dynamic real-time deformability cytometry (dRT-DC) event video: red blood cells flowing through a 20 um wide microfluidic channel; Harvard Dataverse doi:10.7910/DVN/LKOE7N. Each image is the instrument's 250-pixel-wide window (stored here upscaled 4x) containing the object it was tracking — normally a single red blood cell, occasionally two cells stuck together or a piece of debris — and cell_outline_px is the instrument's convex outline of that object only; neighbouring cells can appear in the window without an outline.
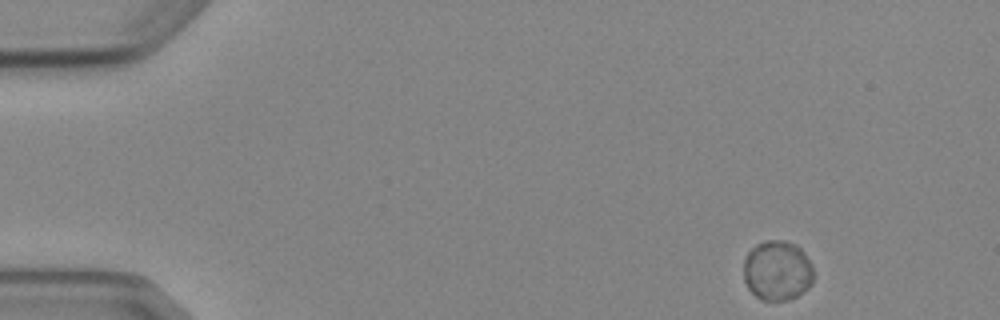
{"species": "Egyptian fruit bat (a non-hibernating species)", "species_latin": "Rousettus aegyptiacus", "temperature_condition": "cold", "stored_images_in_passage": 4, "camera_frame_rate_fps": 3000, "um_per_image_px": 0.085, "animal": {"sex": "female"}, "frame": {"image": 1, "passage_image": 1, "time_ms": 0.0, "image_size_px": [1000, 320], "cell_outline_px": [[812, 284], [808, 288], [796, 296], [788, 300], [764, 300], [756, 296], [748, 288], [744, 280], [744, 260], [748, 252], [756, 244], [764, 240], [784, 240], [796, 244], [804, 252], [812, 264]], "centroid_in_image_um": [66.07, 22.98], "position_along_channel_um": 18.9, "area_um2": 24.51}}
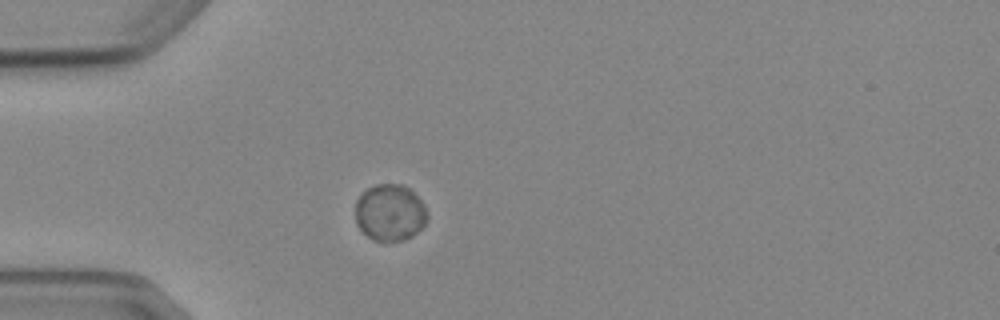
{"frame": {"image": 2, "passage_image": 3, "time_ms": 3.333, "image_size_px": [1000, 320], "cell_outline_px": [[428, 220], [412, 236], [404, 240], [384, 244], [372, 240], [356, 224], [356, 200], [368, 188], [376, 184], [400, 184], [408, 188], [424, 204], [428, 212]], "centroid_in_image_um": [33.15, 18.11], "position_along_channel_um": 51.9, "area_um2": 23.99}}